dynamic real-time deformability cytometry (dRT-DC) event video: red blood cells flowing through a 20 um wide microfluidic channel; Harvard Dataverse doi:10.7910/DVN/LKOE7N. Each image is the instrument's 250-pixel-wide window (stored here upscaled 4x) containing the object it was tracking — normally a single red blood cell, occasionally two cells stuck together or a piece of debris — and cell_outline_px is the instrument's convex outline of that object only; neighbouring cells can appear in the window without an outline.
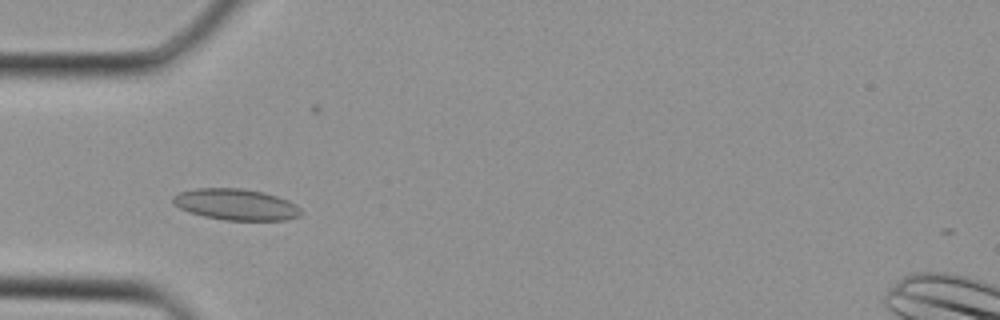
{"species": "Egyptian fruit bat (a non-hibernating species)", "species_latin": "Rousettus aegyptiacus", "temperature_condition": "cold", "stored_images_in_passage": 35, "camera_frame_rate_fps": 3000, "um_per_image_px": 0.085, "animal": {"sex": "female"}, "frame": {"image": 1, "passage_image": 10, "time_ms": 3.0, "image_size_px": [1000, 320], "cell_outline_px": [[300, 216], [284, 220], [224, 220], [204, 216], [188, 212], [180, 208], [172, 200], [172, 196], [180, 192], [196, 188], [240, 188], [264, 192], [288, 200], [296, 204], [300, 208]], "centroid_in_image_um": [20.05, 17.38], "position_along_channel_um": 64.9, "area_um2": 23.24}}
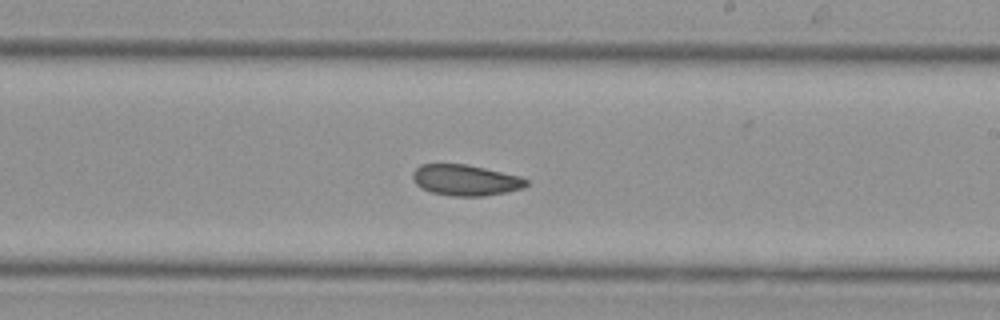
{"frame": {"image": 2, "passage_image": 20, "time_ms": 6.333, "image_size_px": [1000, 320], "cell_outline_px": [[528, 184], [524, 188], [508, 192], [484, 196], [452, 196], [432, 192], [420, 188], [412, 180], [412, 172], [420, 164], [468, 164], [520, 176], [528, 180]], "centroid_in_image_um": [39.56, 15.31], "position_along_channel_um": 249.4, "area_um2": 20.69}}
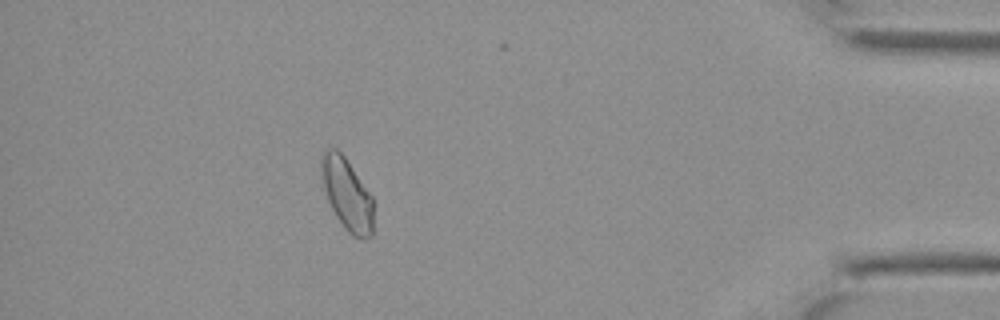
{"frame": {"image": 3, "passage_image": 31, "time_ms": 10.0, "image_size_px": [1000, 320], "cell_outline_px": [[372, 236], [360, 240], [352, 236], [344, 228], [336, 216], [328, 200], [324, 188], [320, 172], [320, 156], [328, 148], [336, 148], [344, 156], [372, 196]], "centroid_in_image_um": [29.47, 16.51], "position_along_channel_um": 405.7, "area_um2": 21.73}}